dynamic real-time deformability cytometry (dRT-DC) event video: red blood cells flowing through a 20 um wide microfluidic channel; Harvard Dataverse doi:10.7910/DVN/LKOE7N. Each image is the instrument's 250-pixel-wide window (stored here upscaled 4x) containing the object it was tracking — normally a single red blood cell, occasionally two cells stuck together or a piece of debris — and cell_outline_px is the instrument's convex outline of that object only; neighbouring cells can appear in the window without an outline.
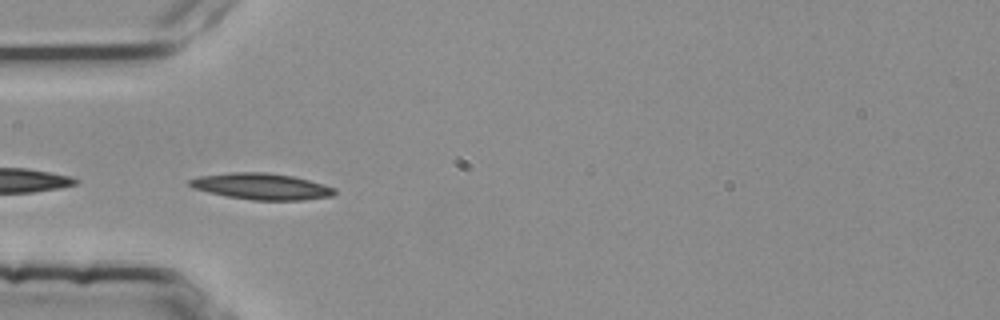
{"species": "common noctule bat (a hibernating species)", "species_latin": "Nyctalus noctula", "temperature_condition": "room temperature", "stored_images_in_passage": 32, "camera_frame_rate_fps": 3000, "um_per_image_px": 0.085, "animal": {"sex": "female", "body_mass_g": 25.1}, "frame": {"image": 1, "passage_image": 1, "time_ms": 0.0, "image_size_px": [1000, 320], "cell_outline_px": [[336, 192], [332, 196], [304, 200], [252, 200], [228, 196], [208, 192], [192, 188], [188, 184], [188, 180], [200, 176], [232, 172], [264, 172], [292, 176], [308, 180], [336, 188]], "centroid_in_image_um": [22.22, 15.85], "position_along_channel_um": 62.8, "area_um2": 22.08}}